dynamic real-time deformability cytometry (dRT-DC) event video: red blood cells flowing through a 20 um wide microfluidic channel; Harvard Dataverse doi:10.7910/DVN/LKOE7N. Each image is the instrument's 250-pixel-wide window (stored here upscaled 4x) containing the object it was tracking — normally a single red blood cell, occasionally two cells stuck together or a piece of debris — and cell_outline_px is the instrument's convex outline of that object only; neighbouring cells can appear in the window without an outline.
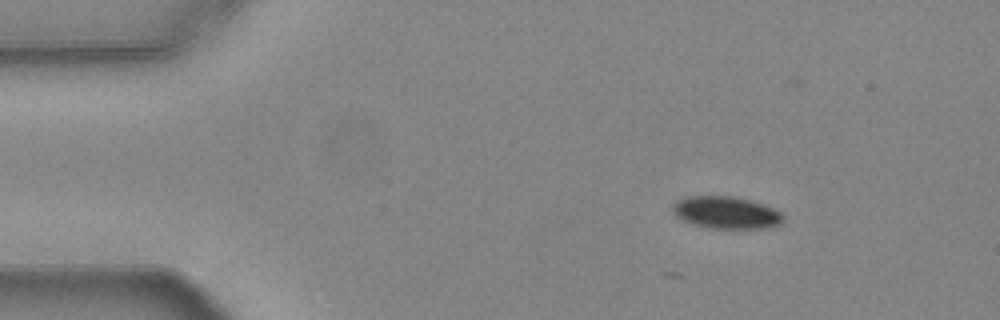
{"species": "common noctule bat (a hibernating species)", "species_latin": "Nyctalus noctula", "temperature_condition": "warm", "stored_images_in_passage": 2, "camera_frame_rate_fps": 3000, "um_per_image_px": 0.085, "animal": {"sex": "female", "body_mass_g": 24.6, "forearm_length_mm": 56.2}, "frame": {"image": 1, "passage_image": 2, "time_ms": 0.333, "image_size_px": [1000, 320], "cell_outline_px": [[784, 220], [780, 224], [768, 228], [712, 228], [692, 224], [676, 216], [672, 208], [672, 204], [676, 200], [688, 196], [732, 196], [752, 200], [764, 204], [780, 212], [784, 216]], "centroid_in_image_um": [61.73, 18.06], "position_along_channel_um": 23.3, "area_um2": 20.81}}